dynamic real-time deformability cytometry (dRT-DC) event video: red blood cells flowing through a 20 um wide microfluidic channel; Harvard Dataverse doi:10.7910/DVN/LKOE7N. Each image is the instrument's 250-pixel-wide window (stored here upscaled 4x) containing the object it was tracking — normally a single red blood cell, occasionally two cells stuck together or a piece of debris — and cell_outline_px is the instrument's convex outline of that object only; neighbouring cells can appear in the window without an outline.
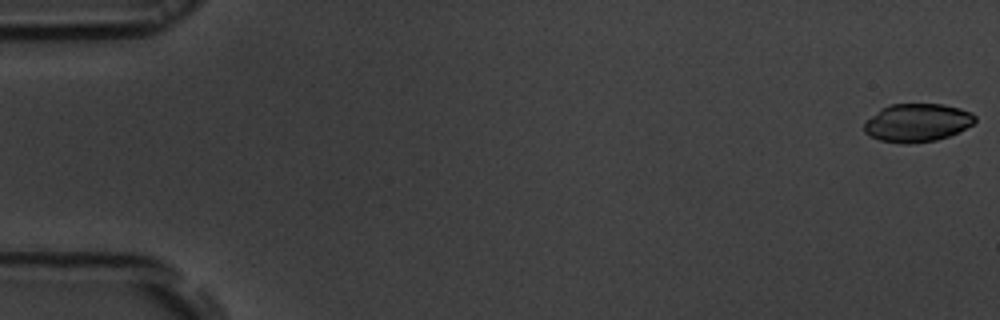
{"species": "common noctule bat (a hibernating species)", "species_latin": "Nyctalus noctula", "temperature_condition": "room temperature", "stored_images_in_passage": 55, "camera_frame_rate_fps": 3000, "um_per_image_px": 0.085, "animal": {"sex": "male", "body_mass_g": 19.5, "forearm_length_mm": 54.6}, "frame": {"image": 1, "passage_image": 1, "time_ms": 0.0, "image_size_px": [1000, 320], "cell_outline_px": [[976, 120], [972, 124], [948, 136], [936, 140], [908, 144], [880, 140], [864, 132], [864, 124], [880, 108], [892, 104], [940, 104], [960, 108], [972, 112], [976, 116]], "centroid_in_image_um": [77.97, 10.42], "position_along_channel_um": 7.0, "area_um2": 24.39}}
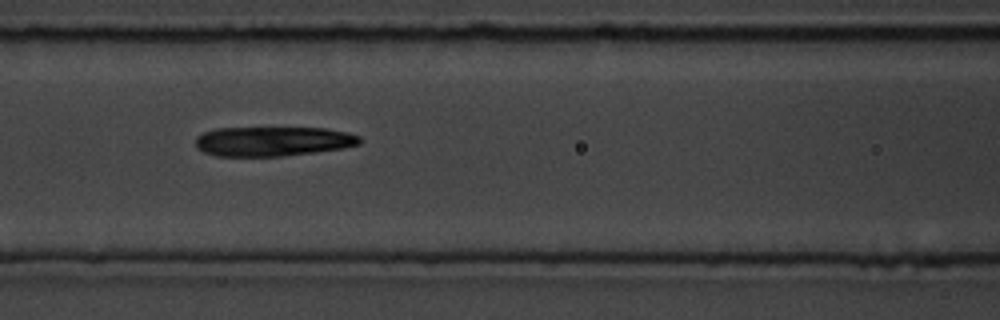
{"frame": {"image": 2, "passage_image": 24, "time_ms": 7.667, "image_size_px": [1000, 320], "cell_outline_px": [[360, 144], [344, 148], [284, 156], [216, 156], [204, 152], [196, 148], [196, 136], [204, 132], [216, 128], [324, 128], [348, 132], [360, 136]], "centroid_in_image_um": [23.18, 12.01], "position_along_channel_um": 143.4, "area_um2": 28.38}}
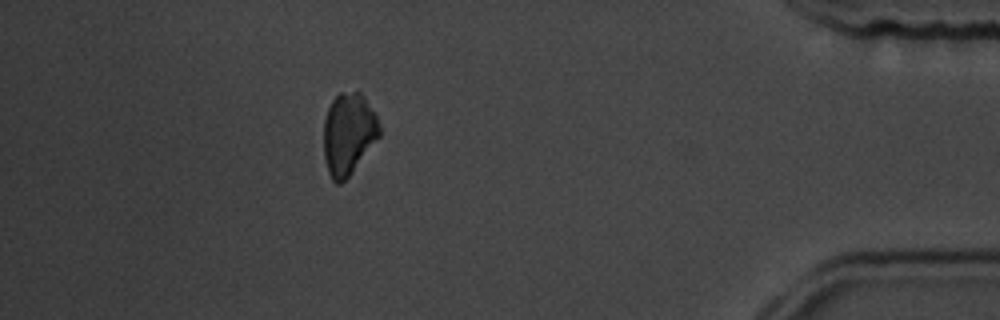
{"frame": {"image": 3, "passage_image": 49, "time_ms": 16.0, "image_size_px": [1000, 320], "cell_outline_px": [[380, 136], [352, 172], [340, 184], [336, 184], [332, 180], [328, 172], [324, 156], [324, 120], [328, 108], [332, 100], [340, 92], [360, 92], [364, 96], [376, 112], [380, 124]], "centroid_in_image_um": [29.63, 11.35], "position_along_channel_um": 405.6, "area_um2": 26.7}, "authors_computed_cell_mechanics": {"area_um2": 28.3798, "velocity_mm_per_s": 3.7336, "shape_relaxation_time_tau1_ms": 4.5251, "shape_relaxation_time_tau2_ms": null, "deformation_change_tau1": 0.1154, "deformation_change_tau2": null}}